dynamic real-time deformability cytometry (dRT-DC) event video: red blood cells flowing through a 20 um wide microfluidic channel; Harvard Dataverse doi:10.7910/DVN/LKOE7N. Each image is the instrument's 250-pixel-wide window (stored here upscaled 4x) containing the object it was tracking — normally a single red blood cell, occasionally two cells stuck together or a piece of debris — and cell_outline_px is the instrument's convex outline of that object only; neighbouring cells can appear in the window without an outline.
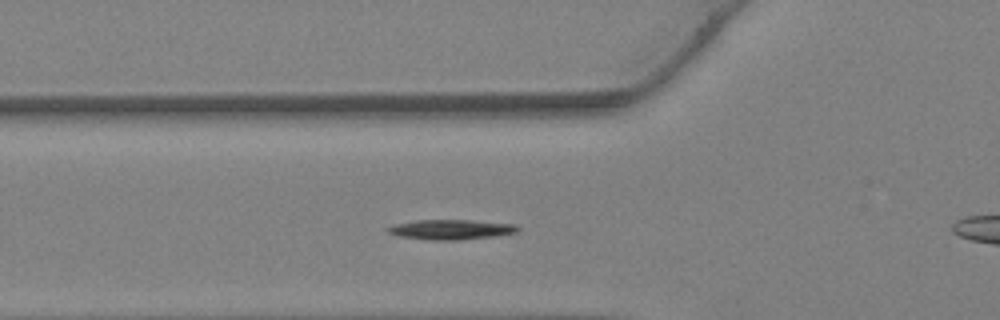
{"species": "Egyptian fruit bat (a non-hibernating species)", "species_latin": "Rousettus aegyptiacus", "temperature_condition": "warm", "stored_images_in_passage": 39, "camera_frame_rate_fps": 3000, "um_per_image_px": 0.085, "animal": {"sex": "female"}, "frame": {"image": 1, "passage_image": 13, "time_ms": 4.0, "image_size_px": [1000, 320], "cell_outline_px": [[520, 228], [516, 232], [500, 236], [460, 240], [432, 240], [400, 236], [388, 232], [384, 228], [396, 224], [416, 220], [472, 220], [516, 224]], "centroid_in_image_um": [38.39, 19.51], "position_along_channel_um": 87.4, "area_um2": 15.2}}
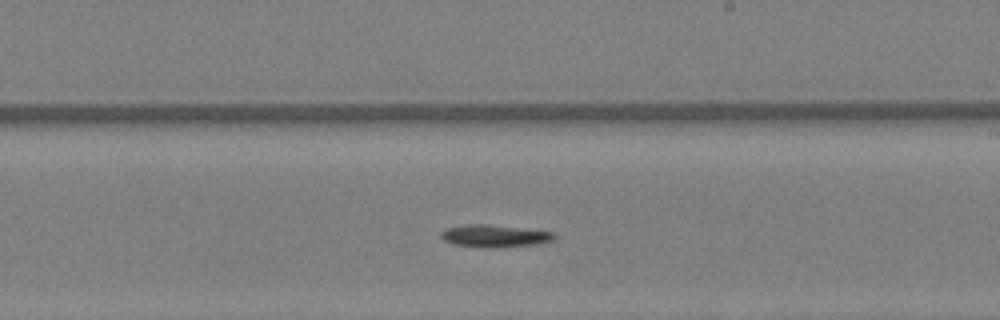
{"frame": {"image": 2, "passage_image": 22, "time_ms": 7.0, "image_size_px": [1000, 320], "cell_outline_px": [[556, 236], [552, 240], [536, 244], [484, 248], [452, 244], [444, 240], [440, 236], [440, 232], [444, 228], [468, 224], [484, 224], [552, 232]], "centroid_in_image_um": [41.94, 20.06], "position_along_channel_um": 247.1, "area_um2": 14.51}}
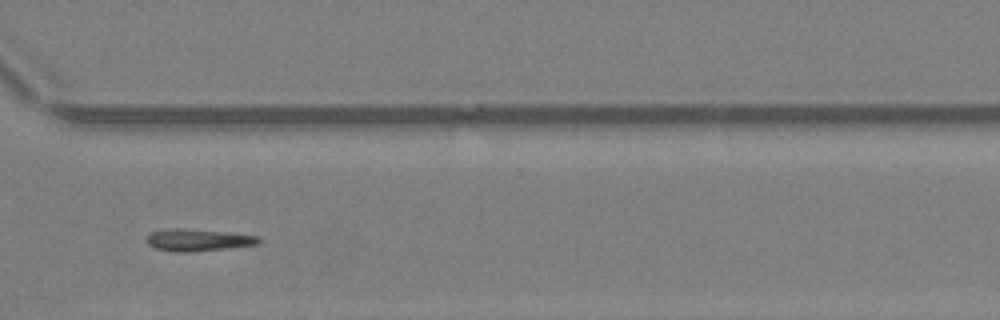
{"frame": {"image": 3, "passage_image": 28, "time_ms": 9.0, "image_size_px": [1000, 320], "cell_outline_px": [[260, 240], [256, 244], [228, 248], [188, 252], [176, 252], [156, 248], [148, 244], [144, 240], [148, 232], [172, 228], [184, 228], [228, 232], [260, 236]], "centroid_in_image_um": [16.77, 20.39], "position_along_channel_um": 353.8, "area_um2": 14.51}}